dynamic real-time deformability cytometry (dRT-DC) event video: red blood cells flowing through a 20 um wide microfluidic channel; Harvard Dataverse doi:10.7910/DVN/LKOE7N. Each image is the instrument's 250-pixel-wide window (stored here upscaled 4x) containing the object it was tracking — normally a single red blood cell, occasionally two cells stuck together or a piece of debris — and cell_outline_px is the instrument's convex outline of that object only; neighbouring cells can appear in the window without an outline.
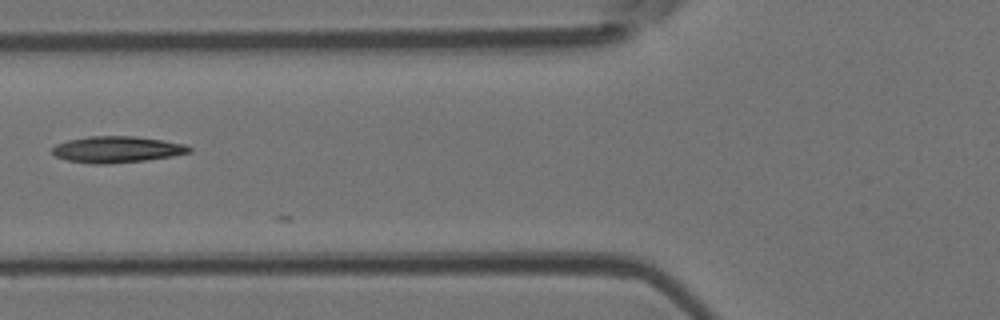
{"species": "Egyptian fruit bat (a non-hibernating species)", "species_latin": "Rousettus aegyptiacus", "temperature_condition": "room temperature", "stored_images_in_passage": 6, "camera_frame_rate_fps": 3000, "um_per_image_px": 0.085, "animal": {"sex": "female"}, "frame": {"image": 1, "passage_image": 4, "time_ms": 1.0, "image_size_px": [1000, 320], "cell_outline_px": [[192, 152], [172, 156], [144, 160], [108, 164], [92, 164], [68, 160], [56, 156], [52, 152], [52, 148], [56, 144], [68, 140], [88, 136], [136, 136], [184, 144], [192, 148]], "centroid_in_image_um": [9.93, 12.7], "position_along_channel_um": 115.9, "area_um2": 20.92}}